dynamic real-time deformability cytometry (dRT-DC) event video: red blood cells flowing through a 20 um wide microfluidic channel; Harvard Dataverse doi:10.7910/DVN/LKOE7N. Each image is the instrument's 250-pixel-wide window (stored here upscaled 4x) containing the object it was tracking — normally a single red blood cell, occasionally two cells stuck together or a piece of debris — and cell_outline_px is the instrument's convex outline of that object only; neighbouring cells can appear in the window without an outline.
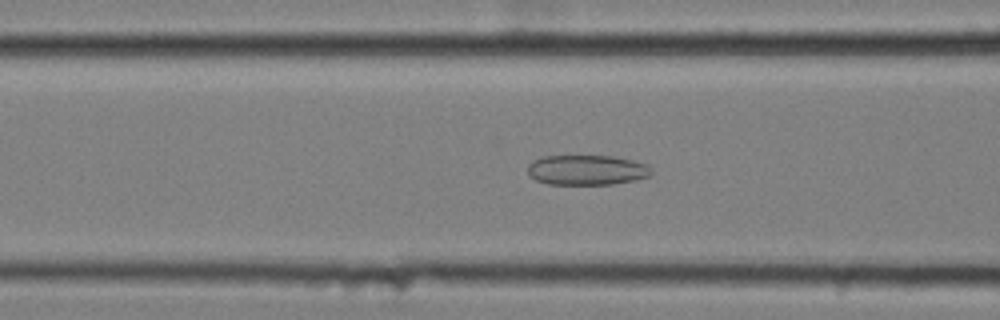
{"species": "common noctule bat (a hibernating species)", "species_latin": "Nyctalus noctula", "temperature_condition": "cold", "stored_images_in_passage": 58, "camera_frame_rate_fps": 3000, "um_per_image_px": 0.085, "animal": {"sex": "female", "body_mass_g": 25.1}, "frame": {"image": 1, "passage_image": 23, "time_ms": 7.333, "image_size_px": [1000, 320], "cell_outline_px": [[652, 176], [636, 180], [612, 184], [548, 184], [536, 180], [528, 176], [528, 164], [532, 160], [540, 156], [612, 156], [632, 160], [648, 164], [652, 168]], "centroid_in_image_um": [49.89, 14.45], "position_along_channel_um": 116.7, "area_um2": 21.96}}
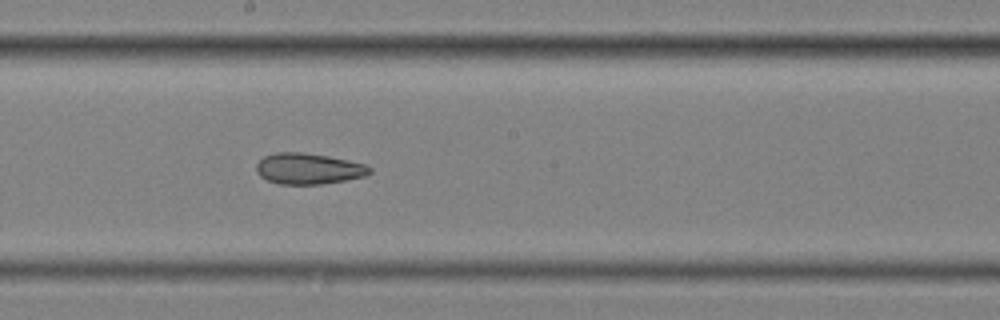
{"frame": {"image": 2, "passage_image": 32, "time_ms": 10.333, "image_size_px": [1000, 320], "cell_outline_px": [[372, 172], [368, 176], [320, 184], [280, 184], [268, 180], [260, 176], [256, 172], [256, 164], [264, 156], [276, 152], [300, 152], [328, 156], [348, 160], [364, 164], [372, 168]], "centroid_in_image_um": [26.23, 14.33], "position_along_channel_um": 222.0, "area_um2": 20.46}}
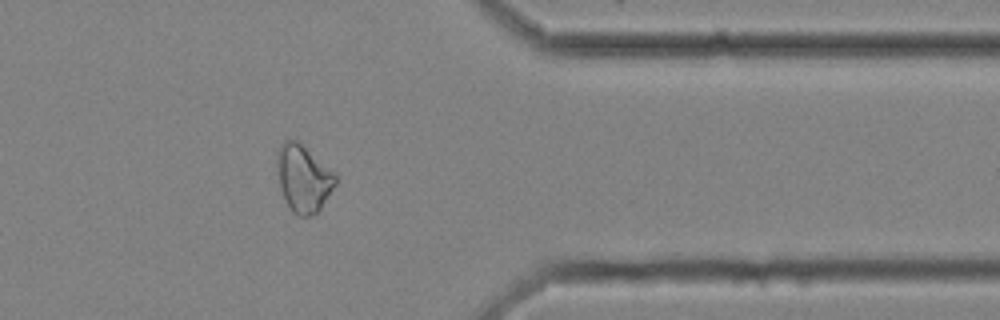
{"frame": {"image": 3, "passage_image": 47, "time_ms": 15.333, "image_size_px": [1000, 320], "cell_outline_px": [[336, 184], [316, 216], [300, 216], [292, 212], [280, 188], [276, 172], [276, 152], [280, 144], [284, 140], [296, 140], [336, 172]], "centroid_in_image_um": [25.78, 15.16], "position_along_channel_um": 385.6, "area_um2": 23.18}, "authors_computed_cell_mechanics": {"area_um2": 24.854, "velocity_mm_per_s": 3.5087, "shape_relaxation_time_tau1_ms": null, "shape_relaxation_time_tau2_ms": 2.2866, "deformation_change_tau1": null, "deformation_change_tau2": 0.0923}}